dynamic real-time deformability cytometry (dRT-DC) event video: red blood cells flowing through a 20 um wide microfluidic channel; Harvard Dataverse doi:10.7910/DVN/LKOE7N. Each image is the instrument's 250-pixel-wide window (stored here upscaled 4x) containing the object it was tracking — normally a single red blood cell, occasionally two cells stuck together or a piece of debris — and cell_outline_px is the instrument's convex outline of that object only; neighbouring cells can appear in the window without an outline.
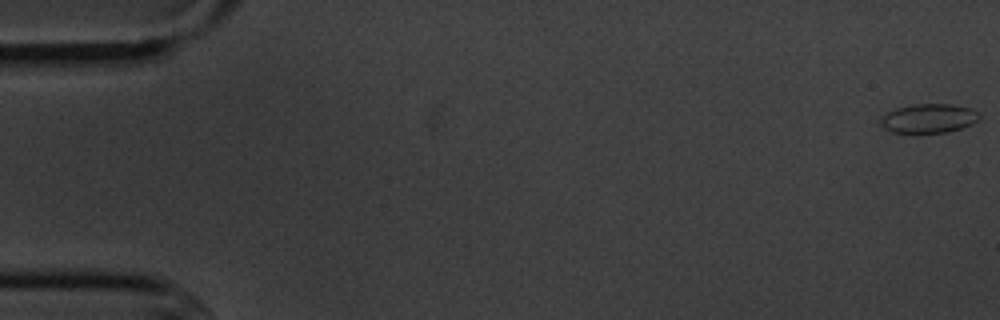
{"species": "common noctule bat (a hibernating species)", "species_latin": "Nyctalus noctula", "temperature_condition": "cold", "stored_images_in_passage": 5, "camera_frame_rate_fps": 3000, "um_per_image_px": 0.085, "animal": {"sex": "male", "body_mass_g": 20.1, "forearm_length_mm": 53.5}, "frame": {"image": 1, "passage_image": 1, "time_ms": 0.0, "image_size_px": [1000, 320], "cell_outline_px": [[980, 116], [972, 124], [948, 132], [892, 132], [884, 128], [880, 124], [880, 116], [896, 108], [912, 104], [952, 104], [972, 108], [980, 112]], "centroid_in_image_um": [78.94, 10.04], "position_along_channel_um": 6.1, "area_um2": 16.76}}
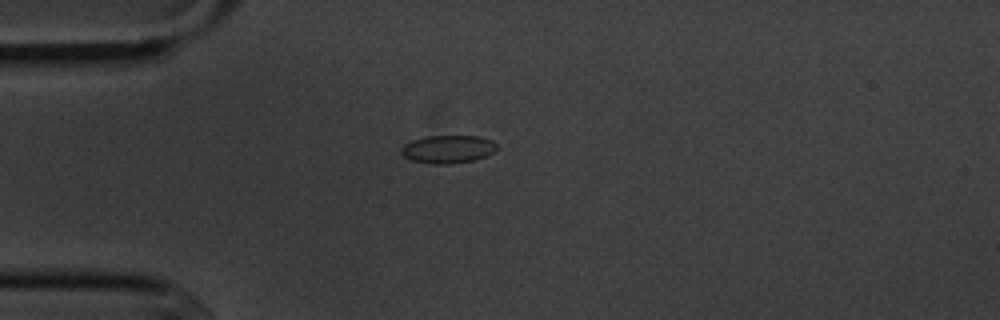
{"frame": {"image": 2, "passage_image": 5, "time_ms": 4.667, "image_size_px": [1000, 320], "cell_outline_px": [[496, 148], [492, 152], [476, 160], [448, 164], [432, 164], [412, 160], [404, 156], [400, 152], [400, 148], [404, 144], [412, 140], [424, 136], [476, 136], [492, 140], [496, 144]], "centroid_in_image_um": [38.03, 12.68], "position_along_channel_um": 47.0, "area_um2": 15.55}}